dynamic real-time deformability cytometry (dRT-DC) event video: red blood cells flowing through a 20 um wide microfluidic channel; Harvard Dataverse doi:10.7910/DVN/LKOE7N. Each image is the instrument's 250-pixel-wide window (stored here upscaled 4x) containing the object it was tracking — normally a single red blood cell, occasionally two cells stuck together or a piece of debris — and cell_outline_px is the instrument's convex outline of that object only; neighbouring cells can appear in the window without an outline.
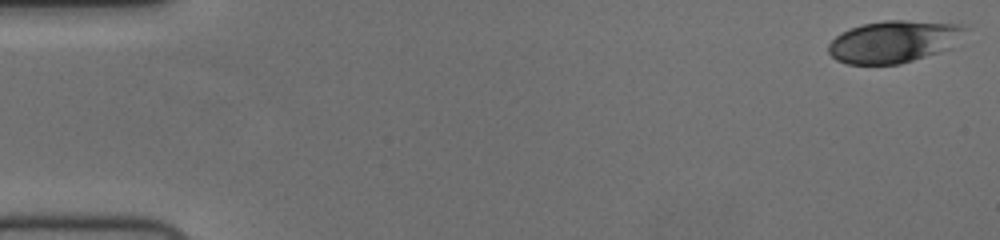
{"species": "human", "species_latin": "Homo sapiens", "temperature_condition": "cold", "stored_images_in_passage": 56, "camera_frame_rate_fps": 3000, "um_per_image_px": 0.085, "donor": {"sex": "female"}, "frame": {"image": 1, "passage_image": 1, "time_ms": 0.0, "image_size_px": [1000, 240], "cell_outline_px": [[968, 28], [936, 52], [900, 64], [848, 64], [836, 60], [828, 52], [828, 44], [836, 36], [852, 28], [864, 24], [884, 20], [904, 20], [960, 24]], "centroid_in_image_um": [75.83, 3.53], "position_along_channel_um": 9.2, "area_um2": 32.25}}
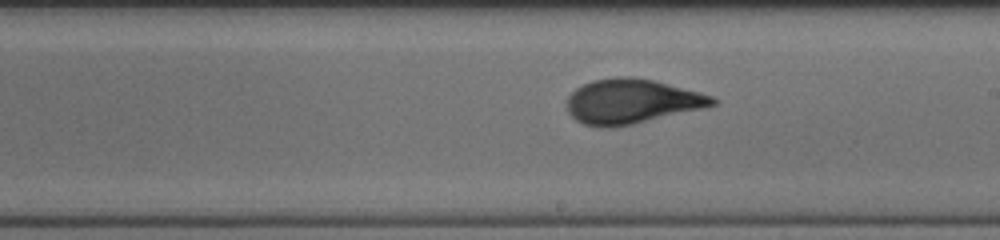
{"frame": {"image": 2, "passage_image": 32, "time_ms": 10.333, "image_size_px": [1000, 240], "cell_outline_px": [[720, 100], [716, 104], [704, 108], [632, 124], [608, 128], [600, 128], [584, 124], [576, 120], [568, 112], [568, 96], [576, 88], [592, 80], [616, 76], [632, 76], [652, 80], [712, 96]], "centroid_in_image_um": [53.67, 8.62], "position_along_channel_um": 235.3, "area_um2": 37.63}}
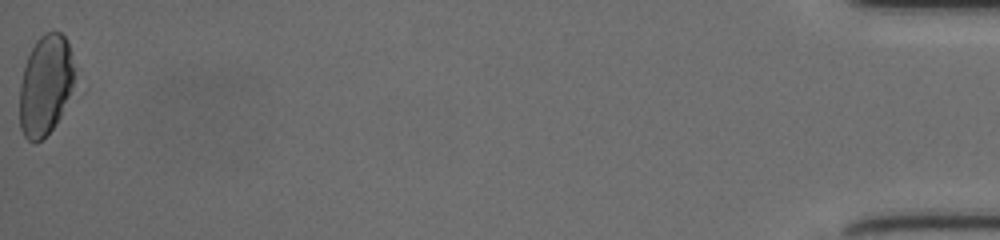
{"frame": {"image": 3, "passage_image": 56, "time_ms": 18.333, "image_size_px": [1000, 240], "cell_outline_px": [[76, 92], [56, 124], [36, 144], [28, 140], [24, 136], [20, 128], [20, 84], [24, 68], [28, 56], [36, 40], [44, 32], [60, 32], [64, 36], [68, 44], [76, 88]], "centroid_in_image_um": [3.89, 7.29], "position_along_channel_um": 431.3, "area_um2": 32.48}, "authors_computed_cell_mechanics": {"area_um2": 36.2984, "velocity_mm_per_s": 3.7243, "shape_relaxation_time_tau1_ms": 6.7707, "shape_relaxation_time_tau2_ms": 0.8989, "deformation_change_tau1": 0.1887, "deformation_change_tau2": 0.0521}}